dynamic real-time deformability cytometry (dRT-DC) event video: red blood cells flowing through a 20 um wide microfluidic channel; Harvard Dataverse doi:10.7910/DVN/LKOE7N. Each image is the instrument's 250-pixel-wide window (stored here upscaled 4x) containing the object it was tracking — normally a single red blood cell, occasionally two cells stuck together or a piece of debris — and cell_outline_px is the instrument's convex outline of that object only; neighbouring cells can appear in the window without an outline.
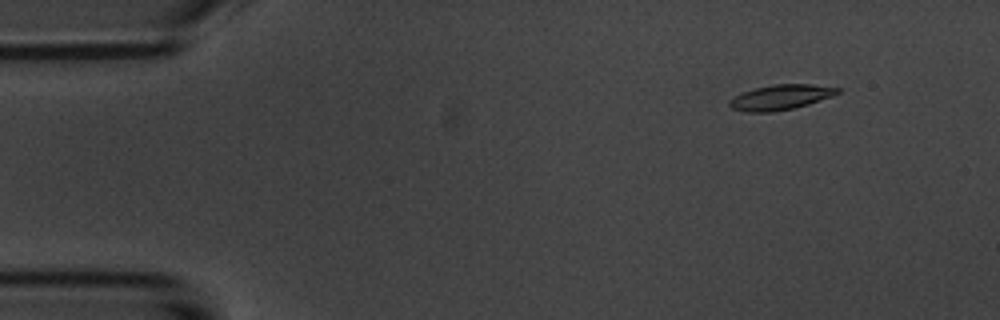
{"species": "common noctule bat (a hibernating species)", "species_latin": "Nyctalus noctula", "temperature_condition": "room temperature", "stored_images_in_passage": 3, "camera_frame_rate_fps": 3000, "um_per_image_px": 0.085, "animal": {"sex": "male", "body_mass_g": 20.1, "forearm_length_mm": 53.5}, "frame": {"image": 1, "passage_image": 1, "time_ms": 0.0, "image_size_px": [1000, 320], "cell_outline_px": [[840, 92], [832, 96], [808, 104], [792, 108], [772, 112], [748, 112], [732, 108], [728, 104], [728, 100], [744, 92], [756, 88], [772, 84], [812, 84], [840, 88]], "centroid_in_image_um": [66.36, 8.26], "position_along_channel_um": 18.6, "area_um2": 15.61}}
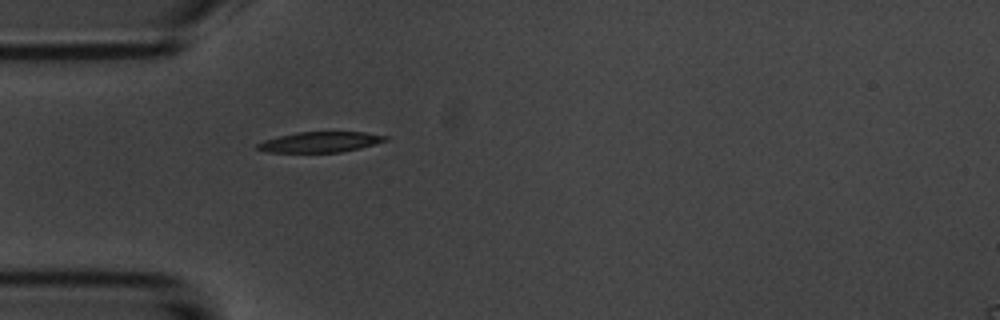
{"frame": {"image": 2, "passage_image": 3, "time_ms": 3.333, "image_size_px": [1000, 320], "cell_outline_px": [[388, 140], [360, 148], [340, 152], [268, 152], [256, 148], [256, 144], [264, 140], [280, 136], [300, 132], [364, 132], [388, 136]], "centroid_in_image_um": [27.23, 12.07], "position_along_channel_um": 57.8, "area_um2": 15.09}}